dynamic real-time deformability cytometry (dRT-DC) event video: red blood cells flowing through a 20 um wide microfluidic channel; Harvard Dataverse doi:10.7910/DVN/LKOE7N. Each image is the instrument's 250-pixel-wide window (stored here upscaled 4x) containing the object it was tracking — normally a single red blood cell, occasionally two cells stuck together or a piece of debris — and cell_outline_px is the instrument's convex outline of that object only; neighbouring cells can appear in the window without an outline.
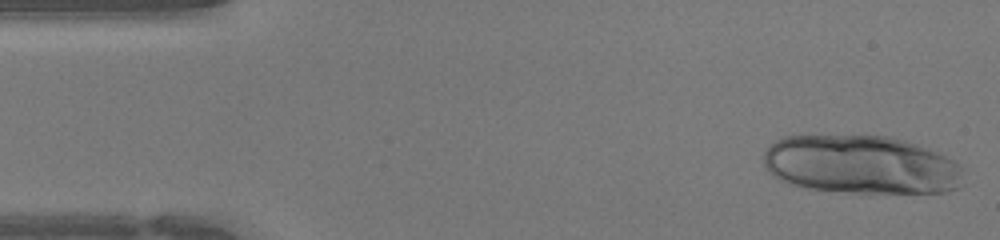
{"species": "human", "species_latin": "Homo sapiens", "temperature_condition": "warm", "stored_images_in_passage": 42, "camera_frame_rate_fps": 3000, "um_per_image_px": 0.085, "donor": {"sex": "female"}, "frame": {"image": 1, "passage_image": 1, "time_ms": 0.0, "image_size_px": [1000, 240], "cell_outline_px": [[960, 188], [944, 192], [852, 192], [808, 188], [788, 184], [772, 176], [768, 172], [764, 164], [764, 152], [776, 140], [784, 136], [892, 136], [928, 148], [952, 160], [960, 168]], "centroid_in_image_um": [73.14, 14.0], "position_along_channel_um": 11.9, "area_um2": 67.68}}
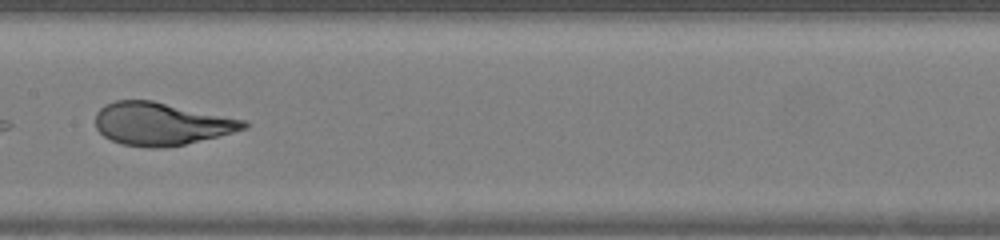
{"frame": {"image": 2, "passage_image": 21, "time_ms": 6.667, "image_size_px": [1000, 240], "cell_outline_px": [[248, 128], [184, 144], [164, 148], [148, 148], [120, 144], [104, 136], [96, 128], [96, 112], [104, 104], [116, 100], [152, 100], [248, 120]], "centroid_in_image_um": [13.69, 10.52], "position_along_channel_um": 193.7, "area_um2": 37.05}}
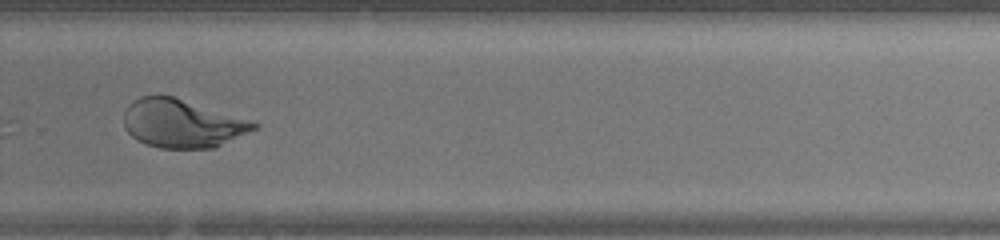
{"frame": {"image": 3, "passage_image": 29, "time_ms": 9.333, "image_size_px": [1000, 240], "cell_outline_px": [[260, 124], [256, 128], [216, 148], [160, 148], [148, 144], [132, 136], [124, 128], [124, 112], [128, 104], [140, 96], [172, 96], [252, 120]], "centroid_in_image_um": [15.49, 10.49], "position_along_channel_um": 314.3, "area_um2": 36.41}}